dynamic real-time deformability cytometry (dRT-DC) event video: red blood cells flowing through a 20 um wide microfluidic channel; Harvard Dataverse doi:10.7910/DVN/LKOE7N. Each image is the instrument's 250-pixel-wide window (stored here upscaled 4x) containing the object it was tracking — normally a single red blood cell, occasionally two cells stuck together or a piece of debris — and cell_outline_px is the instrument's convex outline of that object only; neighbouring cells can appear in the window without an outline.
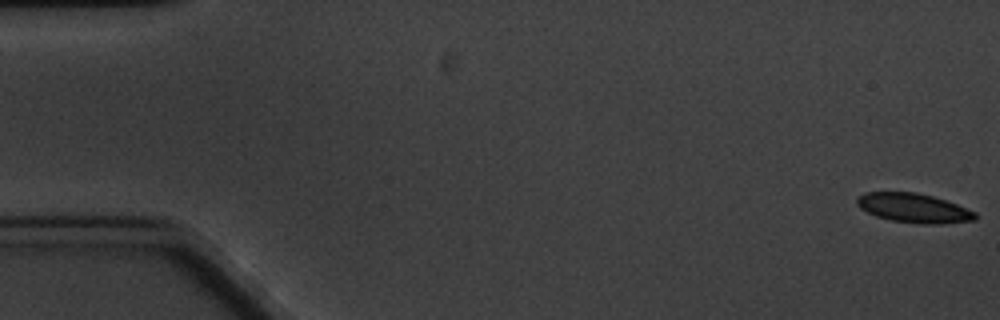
{"species": "common noctule bat (a hibernating species)", "species_latin": "Nyctalus noctula", "temperature_condition": "cold", "stored_images_in_passage": 6, "camera_frame_rate_fps": 3000, "um_per_image_px": 0.085, "animal": {"sex": "male", "body_mass_g": 20.1, "forearm_length_mm": 53.5}, "frame": {"image": 1, "passage_image": 1, "time_ms": 0.0, "image_size_px": [1000, 320], "cell_outline_px": [[976, 220], [940, 224], [924, 224], [892, 220], [876, 216], [860, 208], [856, 204], [856, 200], [864, 192], [916, 192], [932, 196], [956, 204], [976, 212]], "centroid_in_image_um": [77.66, 17.68], "position_along_channel_um": 7.3, "area_um2": 20.0}}
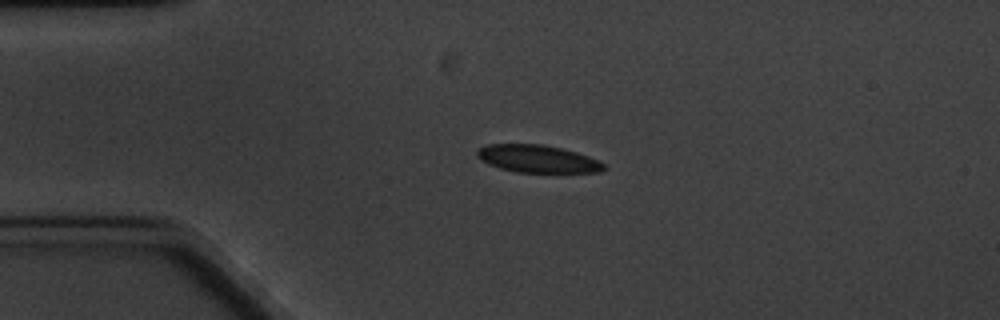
{"frame": {"image": 2, "passage_image": 5, "time_ms": 4.333, "image_size_px": [1000, 320], "cell_outline_px": [[608, 168], [600, 172], [516, 172], [500, 168], [488, 164], [480, 160], [476, 156], [476, 148], [488, 144], [544, 144], [576, 152], [588, 156], [604, 164]], "centroid_in_image_um": [45.65, 13.49], "position_along_channel_um": 39.4, "area_um2": 20.4}}